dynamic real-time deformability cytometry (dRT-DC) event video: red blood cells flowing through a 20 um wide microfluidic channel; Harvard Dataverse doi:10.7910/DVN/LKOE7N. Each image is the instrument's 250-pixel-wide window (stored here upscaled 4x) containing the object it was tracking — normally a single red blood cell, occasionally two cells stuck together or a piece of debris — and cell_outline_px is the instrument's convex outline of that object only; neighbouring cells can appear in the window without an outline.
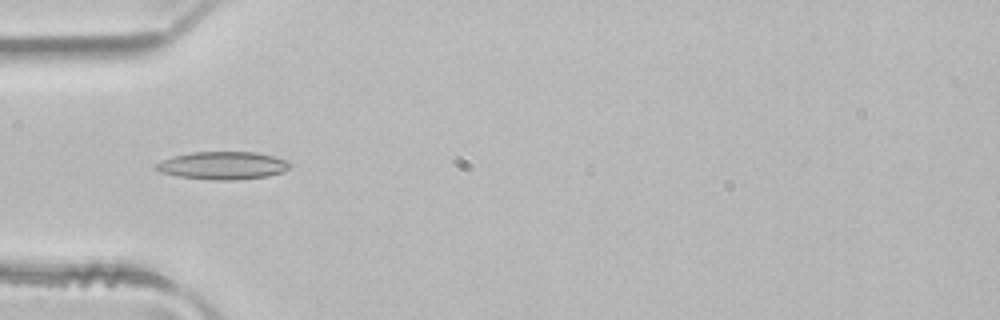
{"species": "common noctule bat (a hibernating species)", "species_latin": "Nyctalus noctula", "temperature_condition": "room temperature", "stored_images_in_passage": 5, "camera_frame_rate_fps": 3000, "um_per_image_px": 0.085, "animal": {"sex": "male", "body_mass_g": 21.5, "forearm_length_mm": 52.0}, "frame": {"image": 1, "passage_image": 4, "time_ms": 1.0, "image_size_px": [1000, 320], "cell_outline_px": [[292, 164], [284, 172], [268, 176], [236, 180], [212, 180], [180, 176], [160, 172], [152, 168], [152, 164], [172, 156], [192, 152], [256, 152], [288, 160]], "centroid_in_image_um": [18.91, 14.07], "position_along_channel_um": 66.1, "area_um2": 21.91}}
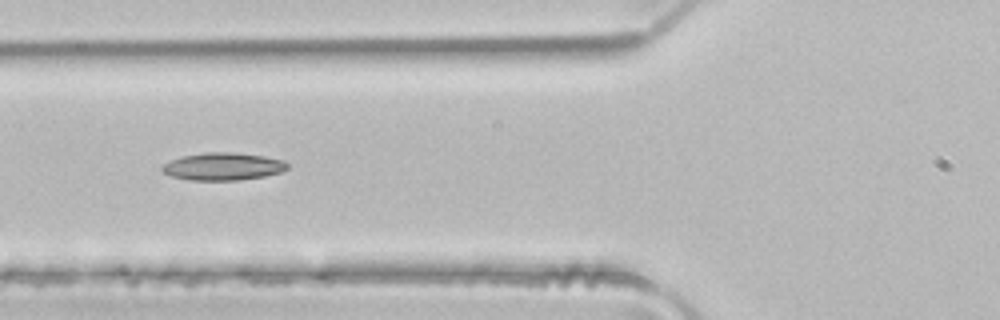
{"frame": {"image": 2, "passage_image": 5, "time_ms": 1.333, "image_size_px": [1000, 320], "cell_outline_px": [[288, 168], [280, 172], [264, 176], [240, 180], [188, 180], [172, 176], [164, 172], [160, 168], [164, 164], [172, 160], [184, 156], [204, 152], [236, 152], [264, 156], [284, 160], [288, 164]], "centroid_in_image_um": [18.98, 14.14], "position_along_channel_um": 106.8, "area_um2": 20.06}}